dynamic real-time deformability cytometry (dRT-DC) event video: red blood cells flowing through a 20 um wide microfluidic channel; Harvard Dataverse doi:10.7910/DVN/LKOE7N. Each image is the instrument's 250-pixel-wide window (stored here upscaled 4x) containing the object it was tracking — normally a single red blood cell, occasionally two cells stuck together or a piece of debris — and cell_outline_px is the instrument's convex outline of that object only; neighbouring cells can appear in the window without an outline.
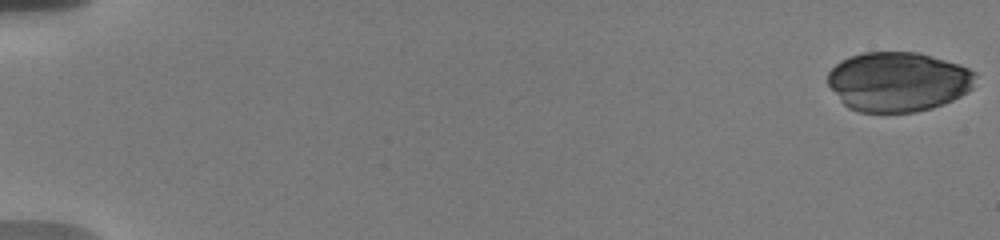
{"species": "human", "species_latin": "Homo sapiens", "temperature_condition": "warm", "stored_images_in_passage": 28, "camera_frame_rate_fps": 3000, "um_per_image_px": 0.085, "donor": {"sex": "male"}, "frame": {"image": 1, "passage_image": 1, "time_ms": 0.0, "image_size_px": [1000, 240], "cell_outline_px": [[976, 72], [972, 88], [968, 92], [944, 104], [932, 108], [916, 112], [860, 112], [848, 108], [840, 100], [828, 84], [828, 72], [840, 60], [848, 56], [864, 52], [916, 52], [960, 64]], "centroid_in_image_um": [76.33, 6.94], "position_along_channel_um": 8.7, "area_um2": 51.5}}
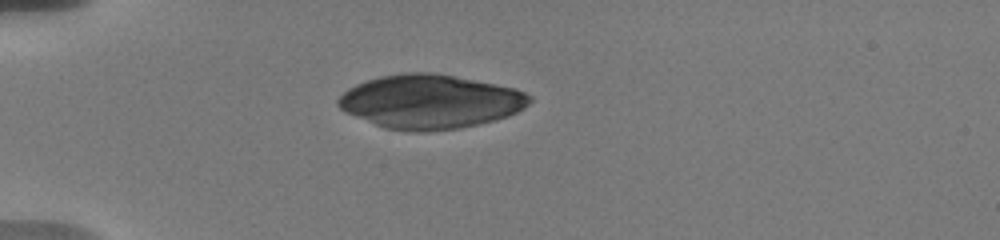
{"frame": {"image": 2, "passage_image": 20, "time_ms": 5.333, "image_size_px": [1000, 240], "cell_outline_px": [[532, 100], [524, 108], [508, 116], [460, 128], [428, 132], [412, 132], [384, 128], [356, 116], [340, 108], [336, 104], [336, 100], [348, 88], [356, 84], [380, 76], [404, 72], [432, 72], [516, 88], [532, 96]], "centroid_in_image_um": [36.56, 8.64], "position_along_channel_um": 48.4, "area_um2": 60.0}}